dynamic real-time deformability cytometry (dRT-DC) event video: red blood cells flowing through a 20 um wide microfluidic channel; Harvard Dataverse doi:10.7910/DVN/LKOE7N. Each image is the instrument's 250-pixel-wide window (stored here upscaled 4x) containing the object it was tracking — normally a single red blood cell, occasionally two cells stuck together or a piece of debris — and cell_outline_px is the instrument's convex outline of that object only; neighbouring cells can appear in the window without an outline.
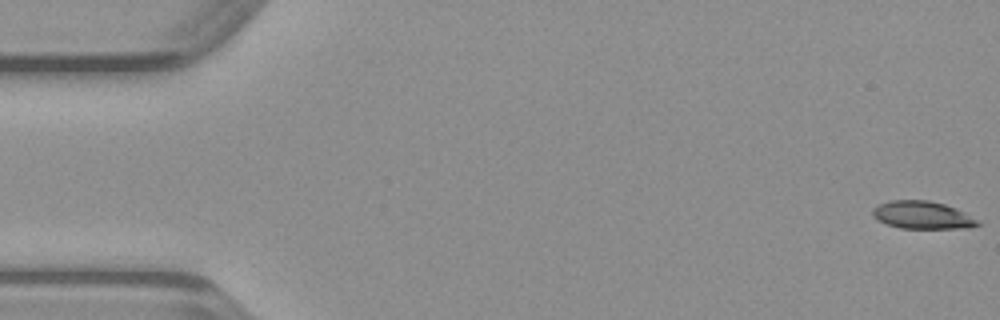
{"species": "common noctule bat (a hibernating species)", "species_latin": "Nyctalus noctula", "temperature_condition": "warm", "stored_images_in_passage": 49, "camera_frame_rate_fps": 3000, "um_per_image_px": 0.085, "animal": {"sex": "male", "body_mass_g": 23.1, "forearm_length_mm": 52.7}, "frame": {"image": 1, "passage_image": 1, "time_ms": 0.0, "image_size_px": [1000, 320], "cell_outline_px": [[980, 224], [968, 228], [900, 228], [888, 224], [872, 216], [872, 208], [880, 204], [892, 200], [928, 200], [944, 204], [956, 208], [976, 220]], "centroid_in_image_um": [78.37, 18.27], "position_along_channel_um": 6.6, "area_um2": 16.65}}
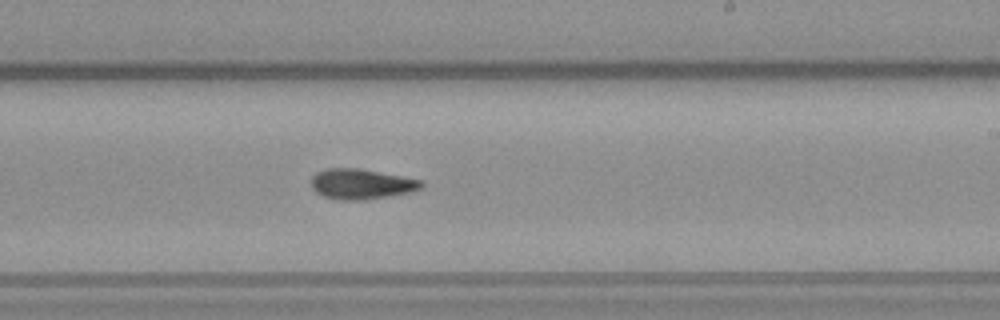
{"frame": {"image": 2, "passage_image": 29, "time_ms": 9.333, "image_size_px": [1000, 320], "cell_outline_px": [[424, 188], [408, 192], [388, 196], [364, 200], [340, 200], [324, 196], [316, 192], [312, 188], [312, 176], [316, 172], [328, 168], [356, 168], [424, 180]], "centroid_in_image_um": [30.73, 15.64], "position_along_channel_um": 258.3, "area_um2": 19.36}}
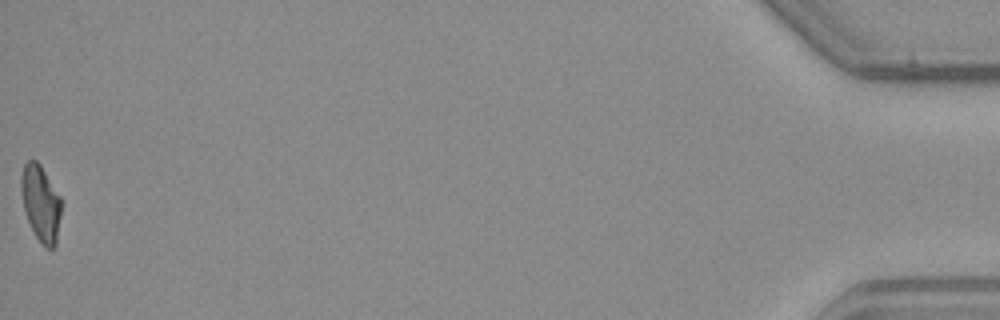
{"frame": {"image": 3, "passage_image": 49, "time_ms": 16.0, "image_size_px": [1000, 320], "cell_outline_px": [[60, 216], [56, 244], [52, 248], [48, 248], [36, 236], [28, 220], [24, 208], [20, 188], [20, 176], [24, 164], [28, 160], [36, 160], [40, 164], [60, 196]], "centroid_in_image_um": [3.44, 17.22], "position_along_channel_um": 431.8, "area_um2": 17.46}}